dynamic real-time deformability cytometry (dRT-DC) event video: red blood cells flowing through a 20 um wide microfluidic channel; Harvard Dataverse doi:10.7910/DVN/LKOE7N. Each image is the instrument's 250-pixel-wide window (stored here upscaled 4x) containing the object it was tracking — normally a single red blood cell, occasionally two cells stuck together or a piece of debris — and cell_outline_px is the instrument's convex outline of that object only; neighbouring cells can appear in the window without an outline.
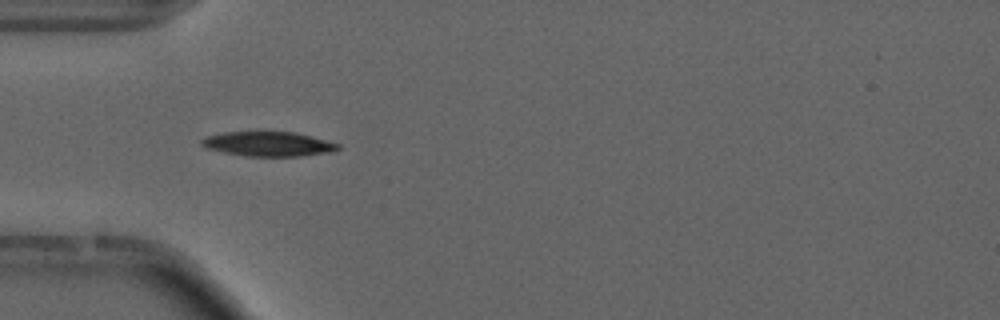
{"species": "common noctule bat (a hibernating species)", "species_latin": "Nyctalus noctula", "temperature_condition": "cold", "stored_images_in_passage": 45, "camera_frame_rate_fps": 3000, "um_per_image_px": 0.085, "animal": {"sex": "male", "forearm_length_mm": 52.5}, "frame": {"image": 1, "passage_image": 14, "time_ms": 4.333, "image_size_px": [1000, 320], "cell_outline_px": [[340, 148], [336, 152], [300, 156], [248, 156], [224, 152], [208, 148], [200, 144], [200, 140], [204, 136], [224, 132], [256, 128], [296, 132], [312, 136], [340, 144]], "centroid_in_image_um": [22.8, 12.18], "position_along_channel_um": 62.2, "area_um2": 20.69}, "authors_computed_cell_mechanics": {"area_um2": 18.785, "velocity_mm_per_s": 3.719, "shape_relaxation_time_tau1_ms": 4.1444, "shape_relaxation_time_tau2_ms": null, "deformation_change_tau1": 0.131, "deformation_change_tau2": null}}